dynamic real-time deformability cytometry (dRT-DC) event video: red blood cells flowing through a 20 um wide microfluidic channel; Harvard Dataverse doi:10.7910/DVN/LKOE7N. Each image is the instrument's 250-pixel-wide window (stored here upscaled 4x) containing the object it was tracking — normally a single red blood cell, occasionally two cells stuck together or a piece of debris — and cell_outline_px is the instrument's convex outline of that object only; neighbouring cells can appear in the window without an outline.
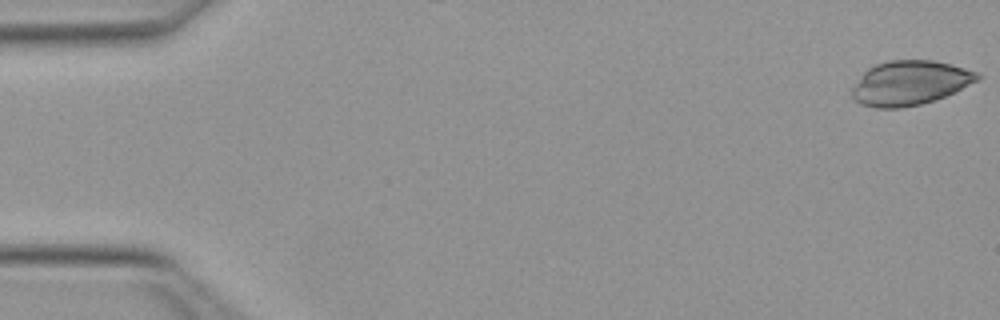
{"species": "Egyptian fruit bat (a non-hibernating species)", "species_latin": "Rousettus aegyptiacus", "temperature_condition": "warm", "stored_images_in_passage": 5, "camera_frame_rate_fps": 3000, "um_per_image_px": 0.085, "animal": {"sex": "female"}, "frame": {"image": 1, "passage_image": 1, "time_ms": 0.0, "image_size_px": [1000, 320], "cell_outline_px": [[984, 76], [980, 80], [944, 96], [920, 104], [900, 108], [876, 108], [860, 104], [852, 96], [852, 88], [864, 72], [868, 68], [876, 64], [888, 60], [932, 60], [952, 64], [980, 72]], "centroid_in_image_um": [77.38, 7.03], "position_along_channel_um": 7.6, "area_um2": 32.48}}